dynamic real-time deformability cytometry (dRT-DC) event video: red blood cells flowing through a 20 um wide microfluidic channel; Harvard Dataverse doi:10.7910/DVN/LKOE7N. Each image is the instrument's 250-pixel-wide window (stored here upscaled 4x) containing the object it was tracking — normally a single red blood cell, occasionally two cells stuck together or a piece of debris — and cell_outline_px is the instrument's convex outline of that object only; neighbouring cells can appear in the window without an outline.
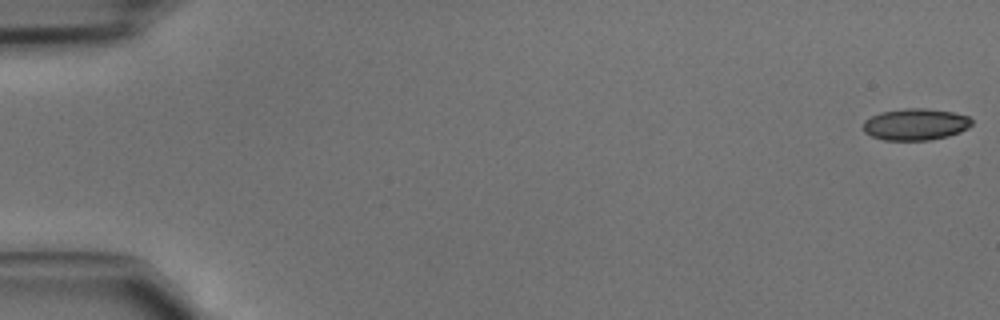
{"species": "common noctule bat (a hibernating species)", "species_latin": "Nyctalus noctula", "temperature_condition": "cold", "stored_images_in_passage": 47, "camera_frame_rate_fps": 3000, "um_per_image_px": 0.085, "animal": {"sex": "male", "body_mass_g": 15.6}, "frame": {"image": 1, "passage_image": 1, "time_ms": 0.0, "image_size_px": [1000, 320], "cell_outline_px": [[972, 124], [968, 128], [960, 132], [948, 136], [928, 140], [884, 140], [872, 136], [864, 132], [864, 120], [880, 112], [904, 108], [924, 108], [952, 112], [968, 116], [972, 120]], "centroid_in_image_um": [77.82, 10.57], "position_along_channel_um": 7.2, "area_um2": 20.0}}
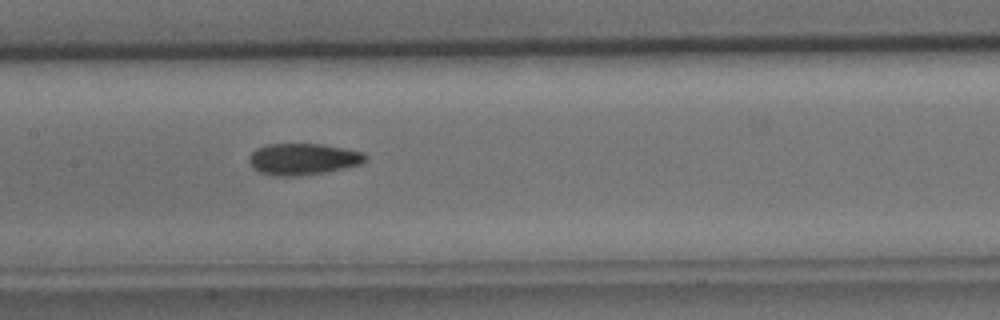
{"frame": {"image": 2, "passage_image": 23, "time_ms": 7.333, "image_size_px": [1000, 320], "cell_outline_px": [[368, 156], [360, 164], [344, 168], [324, 172], [300, 176], [272, 176], [260, 172], [252, 168], [248, 160], [248, 156], [256, 148], [268, 144], [324, 144], [364, 152]], "centroid_in_image_um": [25.72, 13.52], "position_along_channel_um": 181.7, "area_um2": 21.5}}
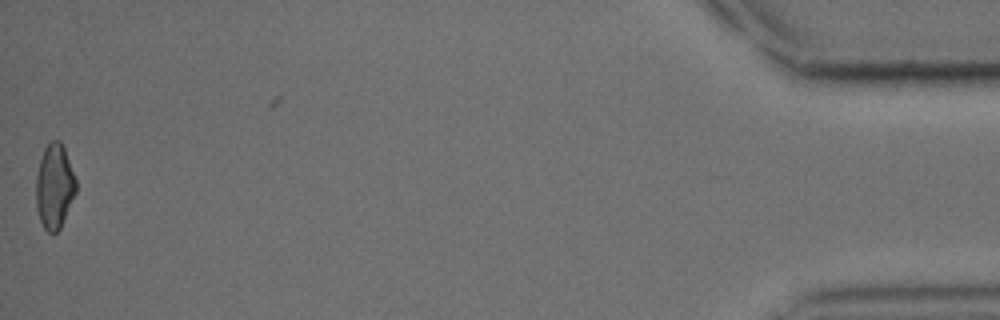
{"frame": {"image": 3, "passage_image": 46, "time_ms": 15.0, "image_size_px": [1000, 320], "cell_outline_px": [[76, 192], [60, 228], [56, 232], [48, 232], [44, 228], [40, 220], [36, 208], [36, 176], [40, 160], [44, 148], [52, 140], [60, 140], [64, 148], [76, 180]], "centroid_in_image_um": [4.62, 15.84], "position_along_channel_um": 430.6, "area_um2": 19.54}}